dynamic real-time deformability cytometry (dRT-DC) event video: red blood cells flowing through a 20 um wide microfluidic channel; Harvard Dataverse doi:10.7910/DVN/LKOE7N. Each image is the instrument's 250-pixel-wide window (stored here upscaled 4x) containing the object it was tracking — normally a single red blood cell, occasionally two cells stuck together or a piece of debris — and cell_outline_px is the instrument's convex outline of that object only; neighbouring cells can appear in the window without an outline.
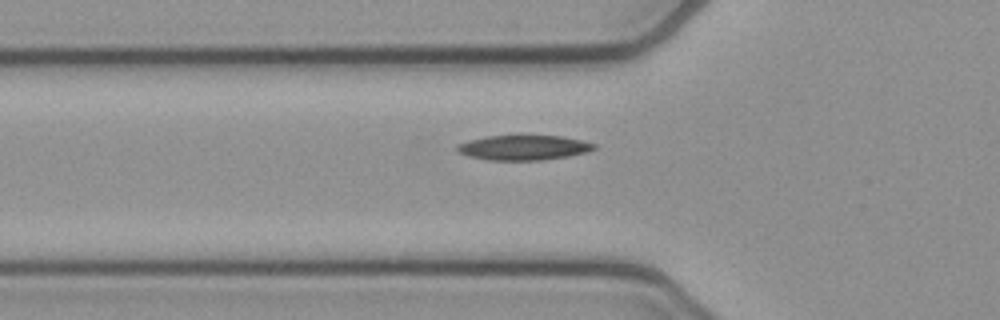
{"species": "common noctule bat (a hibernating species)", "species_latin": "Nyctalus noctula", "temperature_condition": "cold", "stored_images_in_passage": 37, "camera_frame_rate_fps": 3000, "um_per_image_px": 0.085, "animal": {"sex": "female", "body_mass_g": 21.9}, "frame": {"image": 1, "passage_image": 2, "time_ms": 0.333, "image_size_px": [1000, 320], "cell_outline_px": [[596, 148], [588, 152], [568, 156], [540, 160], [488, 160], [468, 156], [456, 152], [456, 144], [468, 140], [484, 136], [520, 132], [560, 136], [580, 140], [596, 144]], "centroid_in_image_um": [44.44, 12.49], "position_along_channel_um": 81.4, "area_um2": 20.98}}
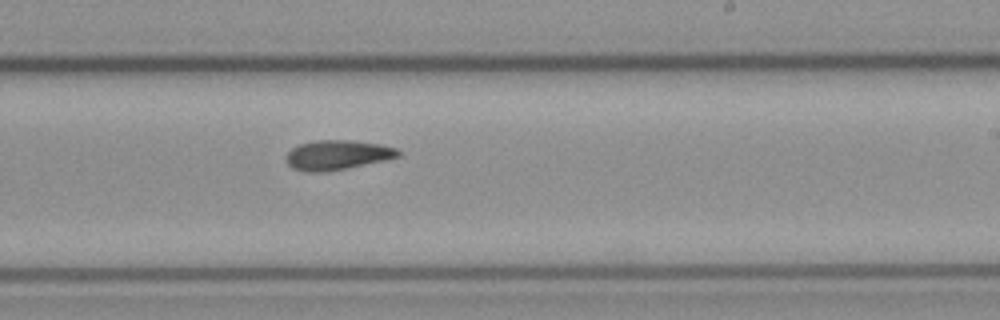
{"frame": {"image": 2, "passage_image": 16, "time_ms": 5.0, "image_size_px": [1000, 320], "cell_outline_px": [[400, 156], [384, 160], [348, 168], [324, 172], [304, 172], [292, 168], [284, 160], [284, 156], [292, 148], [300, 144], [316, 140], [352, 140], [380, 144], [396, 148], [400, 152]], "centroid_in_image_um": [28.63, 13.18], "position_along_channel_um": 260.4, "area_um2": 19.48}}
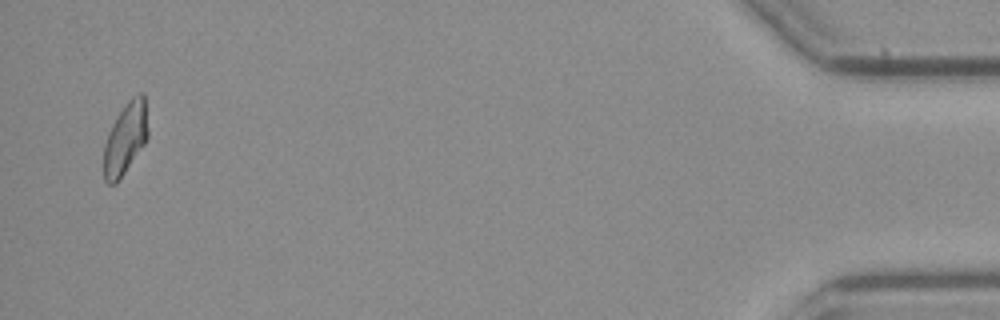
{"frame": {"image": 3, "passage_image": 36, "time_ms": 11.667, "image_size_px": [1000, 320], "cell_outline_px": [[148, 136], [144, 144], [120, 180], [116, 184], [108, 184], [104, 180], [104, 144], [108, 132], [112, 124], [128, 100], [132, 96], [140, 92], [144, 92], [148, 128]], "centroid_in_image_um": [10.66, 11.78], "position_along_channel_um": 424.5, "area_um2": 18.55}, "authors_computed_cell_mechanics": {"area_um2": 19.0162, "velocity_mm_per_s": 3.8149, "shape_relaxation_time_tau1_ms": 8.4536, "shape_relaxation_time_tau2_ms": 6.1285, "deformation_change_tau1": 0.1821, "deformation_change_tau2": 0.1327}}